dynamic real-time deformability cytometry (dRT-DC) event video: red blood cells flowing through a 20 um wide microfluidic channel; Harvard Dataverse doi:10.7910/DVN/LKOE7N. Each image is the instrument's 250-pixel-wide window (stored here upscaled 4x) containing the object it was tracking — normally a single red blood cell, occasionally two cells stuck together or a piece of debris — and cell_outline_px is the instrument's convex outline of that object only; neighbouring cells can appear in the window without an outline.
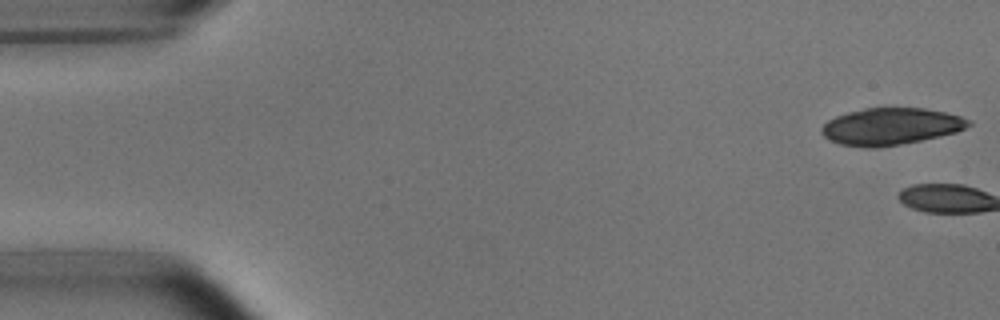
{"species": "common noctule bat (a hibernating species)", "species_latin": "Nyctalus noctula", "temperature_condition": "room temperature", "stored_images_in_passage": 3, "camera_frame_rate_fps": 3000, "um_per_image_px": 0.085, "animal": {"sex": "male", "body_mass_g": 15.6}, "frame": {"image": 1, "passage_image": 1, "time_ms": 0.0, "image_size_px": [1000, 320], "cell_outline_px": [[972, 124], [956, 132], [940, 136], [900, 144], [876, 148], [868, 148], [840, 144], [828, 140], [820, 132], [820, 128], [828, 120], [836, 116], [848, 112], [864, 108], [924, 108], [944, 112], [960, 116], [972, 120]], "centroid_in_image_um": [75.69, 10.75], "position_along_channel_um": 9.3, "area_um2": 31.62}}